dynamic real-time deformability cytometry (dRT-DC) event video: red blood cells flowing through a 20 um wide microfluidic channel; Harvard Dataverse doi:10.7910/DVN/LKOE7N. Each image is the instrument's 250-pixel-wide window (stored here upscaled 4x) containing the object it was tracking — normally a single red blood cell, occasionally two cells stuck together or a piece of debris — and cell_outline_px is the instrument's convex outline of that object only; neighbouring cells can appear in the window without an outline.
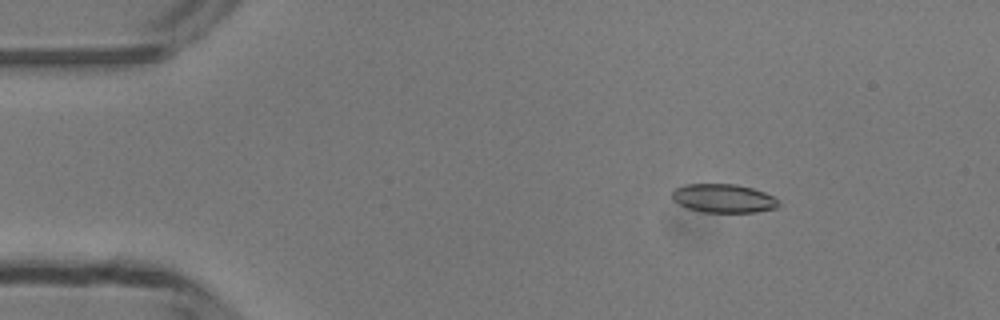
{"species": "common noctule bat (a hibernating species)", "species_latin": "Nyctalus noctula", "temperature_condition": "room temperature", "stored_images_in_passage": 49, "camera_frame_rate_fps": 3000, "um_per_image_px": 0.085, "animal": {"sex": "male", "body_mass_g": 13.3}, "frame": {"image": 1, "passage_image": 7, "time_ms": 2.0, "image_size_px": [1000, 320], "cell_outline_px": [[780, 204], [776, 208], [756, 212], [704, 212], [688, 208], [672, 200], [672, 192], [676, 188], [684, 184], [736, 184], [752, 188], [764, 192], [772, 196]], "centroid_in_image_um": [61.48, 16.85], "position_along_channel_um": 23.5, "area_um2": 17.69}}
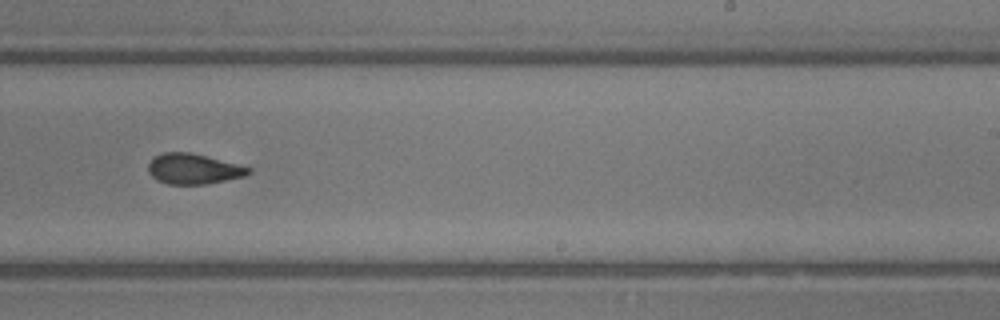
{"frame": {"image": 2, "passage_image": 30, "time_ms": 9.667, "image_size_px": [1000, 320], "cell_outline_px": [[252, 172], [244, 176], [204, 184], [168, 184], [156, 180], [148, 172], [148, 164], [156, 156], [164, 152], [188, 152], [252, 168]], "centroid_in_image_um": [16.41, 14.36], "position_along_channel_um": 272.6, "area_um2": 17.4}}
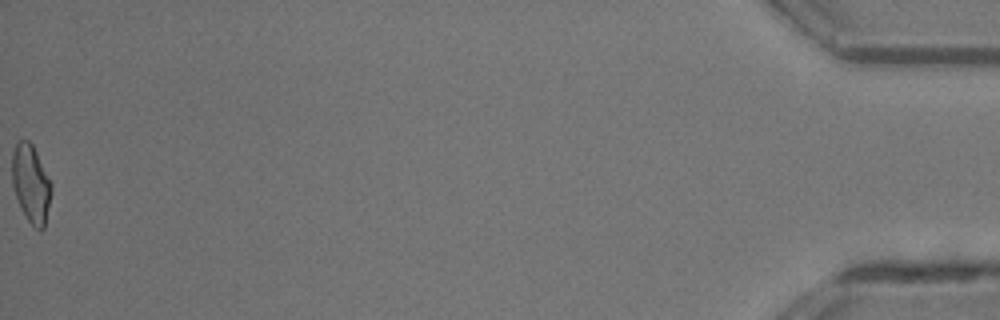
{"frame": {"image": 3, "passage_image": 49, "time_ms": 16.0, "image_size_px": [1000, 320], "cell_outline_px": [[52, 192], [44, 228], [40, 232], [28, 220], [20, 208], [12, 184], [12, 152], [16, 144], [20, 140], [28, 140], [32, 144], [52, 184]], "centroid_in_image_um": [2.63, 15.63], "position_along_channel_um": 432.6, "area_um2": 17.8}, "authors_computed_cell_mechanics": {"area_um2": 18.207, "velocity_mm_per_s": 4.2265, "shape_relaxation_time_tau1_ms": 3.3978, "shape_relaxation_time_tau2_ms": 1.9404, "deformation_change_tau1": 0.1438, "deformation_change_tau2": 0.0926}}